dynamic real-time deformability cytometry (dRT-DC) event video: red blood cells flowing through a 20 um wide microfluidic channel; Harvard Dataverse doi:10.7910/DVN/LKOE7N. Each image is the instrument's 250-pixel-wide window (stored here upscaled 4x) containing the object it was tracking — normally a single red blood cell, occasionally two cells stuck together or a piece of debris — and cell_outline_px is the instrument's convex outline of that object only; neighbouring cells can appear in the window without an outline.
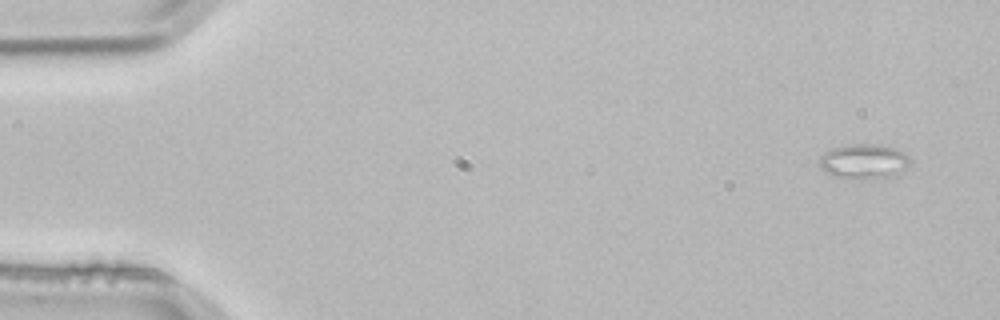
{"species": "common noctule bat (a hibernating species)", "species_latin": "Nyctalus noctula", "temperature_condition": "room temperature", "stored_images_in_passage": 4, "camera_frame_rate_fps": 3000, "um_per_image_px": 0.085, "animal": {"sex": "male", "body_mass_g": 21.5, "forearm_length_mm": 52.0}, "frame": {"image": 1, "passage_image": 1, "time_ms": 0.0, "image_size_px": [1000, 320], "cell_outline_px": [[912, 160], [900, 172], [892, 176], [864, 180], [860, 180], [836, 176], [824, 172], [820, 168], [820, 156], [832, 148], [852, 144], [880, 144], [896, 148], [904, 152]], "centroid_in_image_um": [73.44, 13.72], "position_along_channel_um": 11.6, "area_um2": 18.55}}
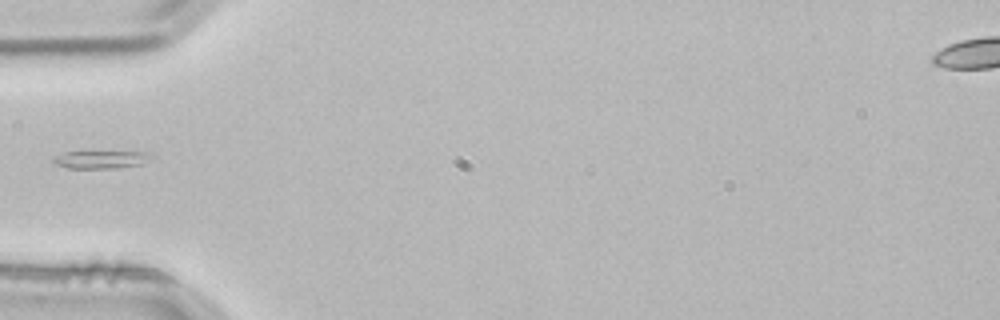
{"frame": {"image": 2, "passage_image": 4, "time_ms": 1.0, "image_size_px": [1000, 320], "cell_outline_px": [[156, 156], [140, 164], [120, 168], [68, 168], [52, 164], [52, 160], [56, 156], [64, 152], [152, 152]], "centroid_in_image_um": [8.6, 13.56], "position_along_channel_um": 76.4, "area_um2": 10.23}}